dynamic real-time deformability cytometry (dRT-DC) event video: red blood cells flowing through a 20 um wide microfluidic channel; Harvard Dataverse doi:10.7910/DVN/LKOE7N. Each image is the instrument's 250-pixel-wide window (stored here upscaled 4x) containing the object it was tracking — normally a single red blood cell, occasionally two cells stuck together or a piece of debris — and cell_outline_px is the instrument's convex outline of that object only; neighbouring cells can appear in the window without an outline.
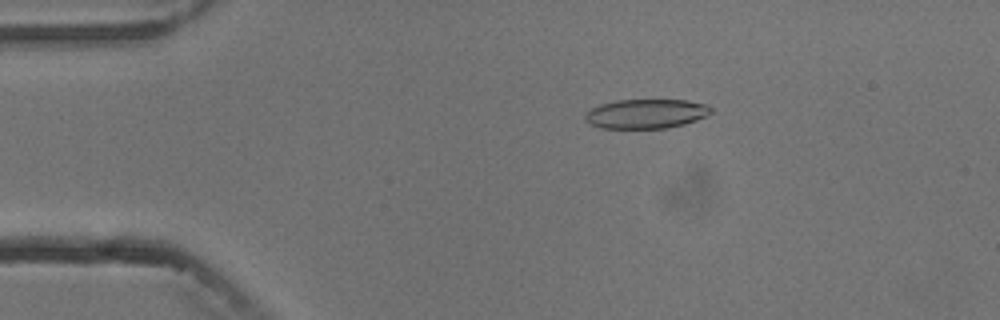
{"species": "common noctule bat (a hibernating species)", "species_latin": "Nyctalus noctula", "temperature_condition": "cold", "stored_images_in_passage": 7, "camera_frame_rate_fps": 3000, "um_per_image_px": 0.085, "animal": {"sex": "male", "body_mass_g": 13.3}, "frame": {"image": 1, "passage_image": 3, "time_ms": 2.333, "image_size_px": [1000, 320], "cell_outline_px": [[712, 112], [708, 116], [684, 124], [668, 128], [600, 128], [588, 124], [584, 120], [584, 116], [592, 108], [600, 104], [616, 100], [688, 100], [708, 104], [712, 108]], "centroid_in_image_um": [54.93, 9.67], "position_along_channel_um": 30.1, "area_um2": 21.79}}
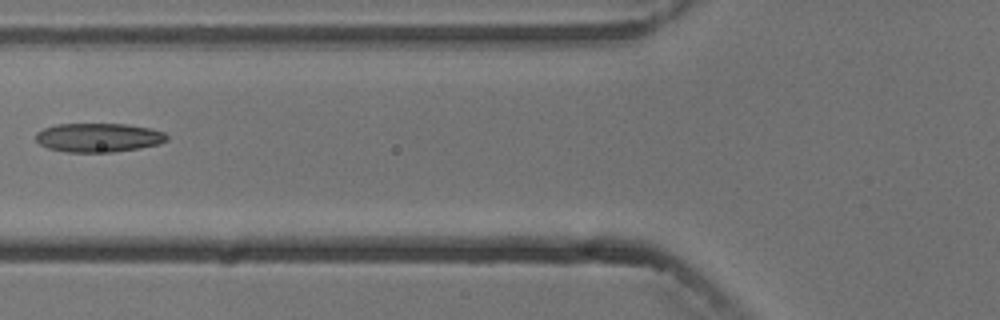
{"frame": {"image": 2, "passage_image": 6, "time_ms": 6.0, "image_size_px": [1000, 320], "cell_outline_px": [[168, 140], [160, 144], [140, 148], [112, 152], [68, 152], [48, 148], [40, 144], [36, 140], [36, 132], [44, 128], [56, 124], [128, 124], [152, 128], [164, 132], [168, 136]], "centroid_in_image_um": [8.41, 11.69], "position_along_channel_um": 117.4, "area_um2": 22.25}}
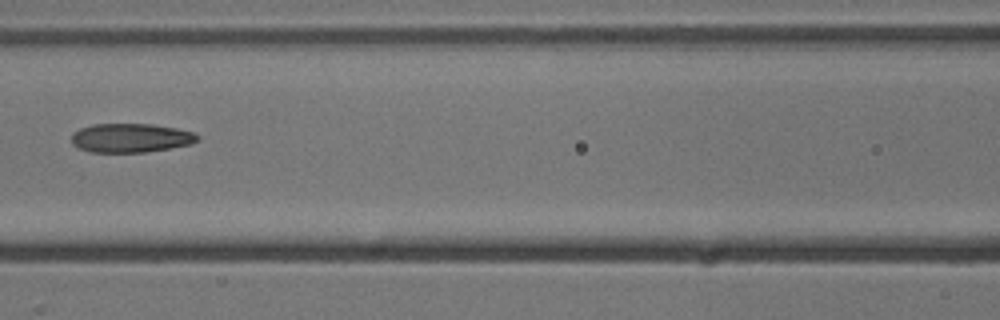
{"frame": {"image": 3, "passage_image": 7, "time_ms": 7.0, "image_size_px": [1000, 320], "cell_outline_px": [[200, 136], [192, 144], [144, 152], [88, 152], [72, 144], [72, 132], [80, 128], [92, 124], [152, 124], [176, 128], [196, 132]], "centroid_in_image_um": [11.11, 11.71], "position_along_channel_um": 155.5, "area_um2": 21.33}}